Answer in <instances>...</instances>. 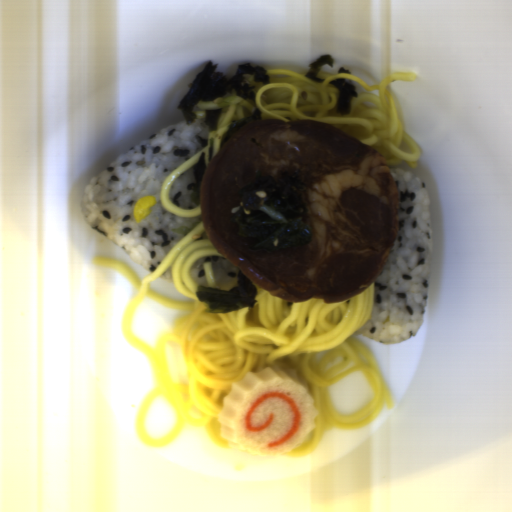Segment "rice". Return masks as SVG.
<instances>
[{"label":"rice","mask_w":512,"mask_h":512,"mask_svg":"<svg viewBox=\"0 0 512 512\" xmlns=\"http://www.w3.org/2000/svg\"><path fill=\"white\" fill-rule=\"evenodd\" d=\"M205 118L163 127L115 158L87 185L81 212L88 226L120 247L152 273L174 246L203 223L202 214L182 217L161 202L166 178L204 149ZM155 196L150 216L135 223L133 208L141 196Z\"/></svg>","instance_id":"rice-1"},{"label":"rice","mask_w":512,"mask_h":512,"mask_svg":"<svg viewBox=\"0 0 512 512\" xmlns=\"http://www.w3.org/2000/svg\"><path fill=\"white\" fill-rule=\"evenodd\" d=\"M400 199L396 239L374 281L367 322L354 334L383 344L403 343L426 318L431 283L432 228L428 187L421 177L388 166Z\"/></svg>","instance_id":"rice-2"},{"label":"rice","mask_w":512,"mask_h":512,"mask_svg":"<svg viewBox=\"0 0 512 512\" xmlns=\"http://www.w3.org/2000/svg\"><path fill=\"white\" fill-rule=\"evenodd\" d=\"M205 262H211L217 283L226 285L237 278L238 268L224 256L203 255L190 266L189 273L193 281L199 286L208 285L203 266Z\"/></svg>","instance_id":"rice-3"},{"label":"rice","mask_w":512,"mask_h":512,"mask_svg":"<svg viewBox=\"0 0 512 512\" xmlns=\"http://www.w3.org/2000/svg\"><path fill=\"white\" fill-rule=\"evenodd\" d=\"M195 165L179 174L169 190V198L177 207H184L190 210L200 205L191 201V195L196 182Z\"/></svg>","instance_id":"rice-4"},{"label":"rice","mask_w":512,"mask_h":512,"mask_svg":"<svg viewBox=\"0 0 512 512\" xmlns=\"http://www.w3.org/2000/svg\"><path fill=\"white\" fill-rule=\"evenodd\" d=\"M172 265L167 267L157 278L160 281L168 282V283H174L172 274H171Z\"/></svg>","instance_id":"rice-5"}]
</instances>
